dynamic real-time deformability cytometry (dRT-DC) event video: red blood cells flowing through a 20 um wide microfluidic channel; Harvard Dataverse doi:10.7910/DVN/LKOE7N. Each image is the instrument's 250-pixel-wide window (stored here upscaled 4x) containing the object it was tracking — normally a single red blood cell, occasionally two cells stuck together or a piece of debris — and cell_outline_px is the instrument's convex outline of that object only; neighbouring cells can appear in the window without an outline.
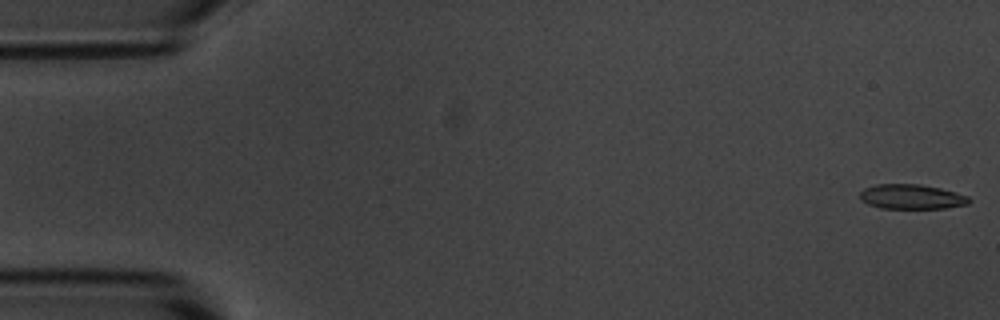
{"species": "common noctule bat (a hibernating species)", "species_latin": "Nyctalus noctula", "temperature_condition": "room temperature", "stored_images_in_passage": 15, "camera_frame_rate_fps": 3000, "um_per_image_px": 0.085, "animal": {"sex": "male", "body_mass_g": 20.1, "forearm_length_mm": 53.5}, "frame": {"image": 1, "passage_image": 1, "time_ms": 0.0, "image_size_px": [1000, 320], "cell_outline_px": [[972, 200], [968, 204], [944, 208], [880, 208], [868, 204], [860, 200], [860, 192], [864, 188], [876, 184], [920, 184], [940, 188], [956, 192], [968, 196]], "centroid_in_image_um": [77.48, 16.72], "position_along_channel_um": 7.5, "area_um2": 15.78}}
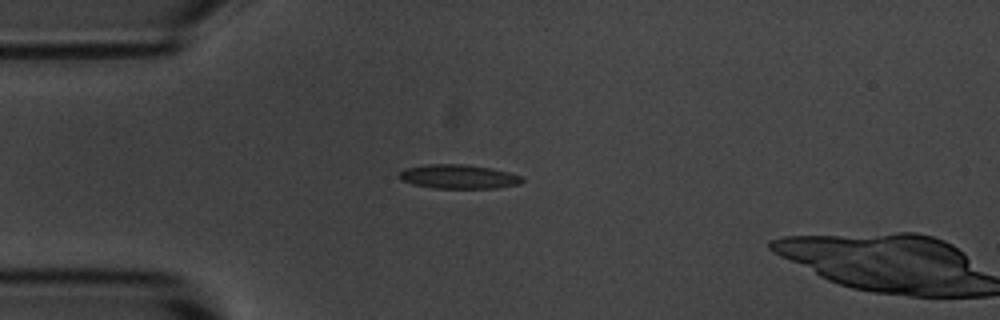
{"frame": {"image": 2, "passage_image": 14, "time_ms": 4.333, "image_size_px": [1000, 320], "cell_outline_px": [[524, 180], [520, 184], [496, 188], [432, 188], [412, 184], [400, 180], [396, 176], [404, 168], [428, 164], [464, 164], [492, 168], [524, 176]], "centroid_in_image_um": [38.96, 15.01], "position_along_channel_um": 46.0, "area_um2": 17.51}}